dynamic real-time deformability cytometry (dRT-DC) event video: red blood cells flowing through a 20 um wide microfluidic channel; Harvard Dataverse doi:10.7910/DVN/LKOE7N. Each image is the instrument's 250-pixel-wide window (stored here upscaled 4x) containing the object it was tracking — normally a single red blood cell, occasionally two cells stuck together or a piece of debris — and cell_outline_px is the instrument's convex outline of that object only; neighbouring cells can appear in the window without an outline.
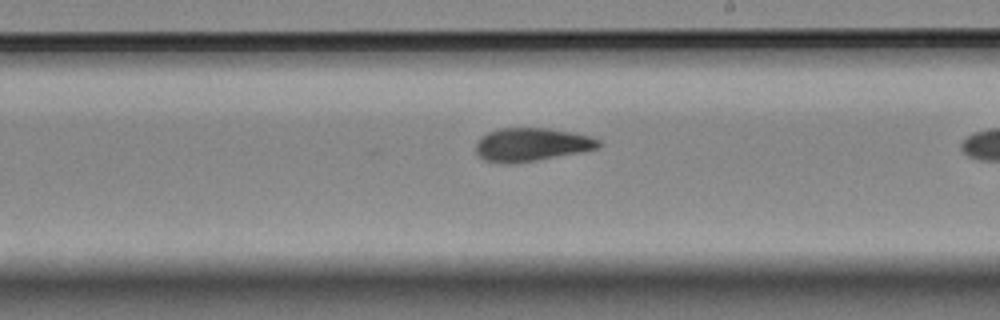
{"species": "Egyptian fruit bat (a non-hibernating species)", "species_latin": "Rousettus aegyptiacus", "temperature_condition": "room temperature", "stored_images_in_passage": 11, "segment_of_instrument_passage": [2, 2], "camera_frame_rate_fps": 3000, "um_per_image_px": 0.085, "animal": {"sex": "female"}, "frame": {"image": 1, "passage_image": 11, "time_ms": 3.333, "image_size_px": [1000, 320], "cell_outline_px": [[600, 148], [580, 152], [536, 160], [512, 164], [500, 164], [484, 160], [476, 152], [476, 144], [480, 136], [496, 128], [548, 128], [572, 132], [588, 136], [600, 140]], "centroid_in_image_um": [45.14, 12.29], "position_along_channel_um": 243.9, "area_um2": 23.93}}